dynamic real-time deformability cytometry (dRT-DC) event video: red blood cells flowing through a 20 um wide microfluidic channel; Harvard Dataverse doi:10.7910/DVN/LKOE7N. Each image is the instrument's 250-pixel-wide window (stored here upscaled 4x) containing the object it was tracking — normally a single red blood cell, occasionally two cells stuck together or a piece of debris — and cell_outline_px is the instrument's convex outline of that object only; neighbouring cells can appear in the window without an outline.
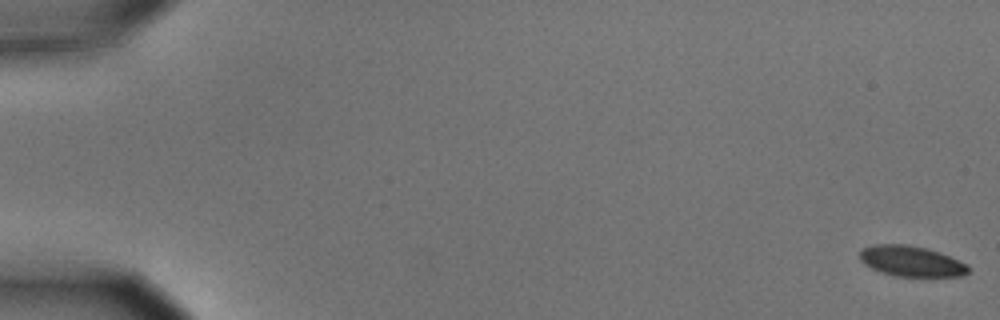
{"species": "common noctule bat (a hibernating species)", "species_latin": "Nyctalus noctula", "temperature_condition": "cold", "stored_images_in_passage": 5, "camera_frame_rate_fps": 3000, "um_per_image_px": 0.085, "animal": {"sex": "male", "body_mass_g": 15.6}, "frame": {"image": 1, "passage_image": 1, "time_ms": 0.0, "image_size_px": [1000, 320], "cell_outline_px": [[968, 272], [964, 276], [896, 276], [880, 272], [864, 264], [860, 260], [860, 252], [864, 248], [876, 244], [904, 244], [928, 248], [940, 252], [964, 264], [968, 268]], "centroid_in_image_um": [77.42, 22.2], "position_along_channel_um": 7.6, "area_um2": 19.07}}
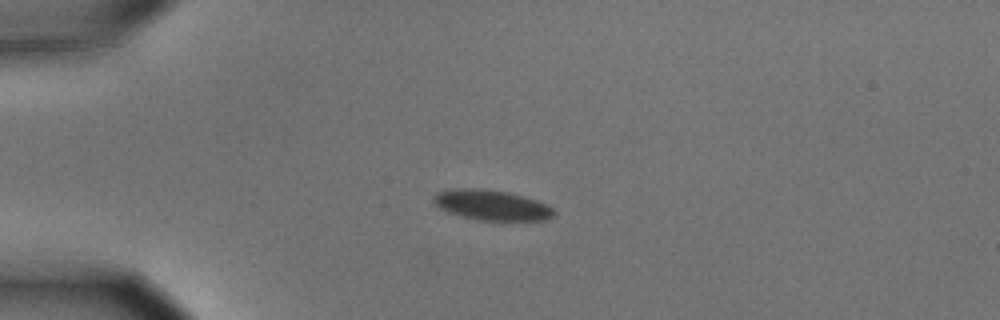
{"frame": {"image": 2, "passage_image": 4, "time_ms": 1.0, "image_size_px": [1000, 320], "cell_outline_px": [[556, 212], [552, 216], [544, 220], [480, 220], [448, 212], [440, 208], [432, 200], [432, 196], [436, 192], [452, 188], [480, 188], [508, 192], [524, 196], [548, 204]], "centroid_in_image_um": [41.77, 17.41], "position_along_channel_um": 43.2, "area_um2": 21.21}}